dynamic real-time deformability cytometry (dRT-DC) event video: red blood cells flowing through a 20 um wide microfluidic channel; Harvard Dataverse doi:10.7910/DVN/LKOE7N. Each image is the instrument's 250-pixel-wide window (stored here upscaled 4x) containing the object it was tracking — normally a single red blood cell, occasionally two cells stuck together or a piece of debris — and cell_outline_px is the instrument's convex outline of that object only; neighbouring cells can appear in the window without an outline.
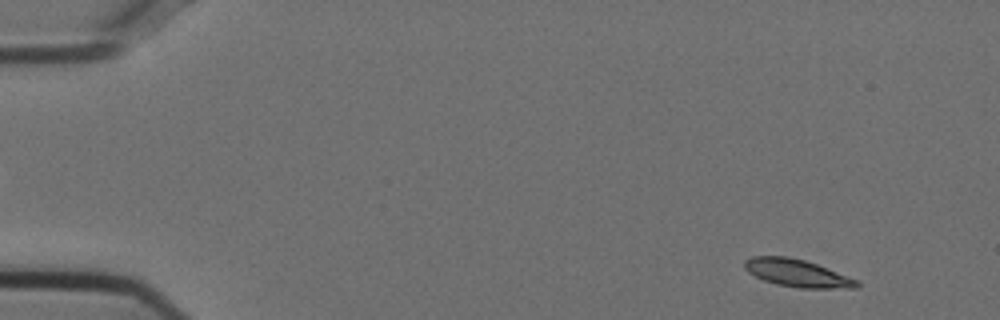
{"species": "Egyptian fruit bat (a non-hibernating species)", "species_latin": "Rousettus aegyptiacus", "temperature_condition": "cold", "stored_images_in_passage": 54, "camera_frame_rate_fps": 3000, "um_per_image_px": 0.085, "animal": {"sex": "female"}, "frame": {"image": 1, "passage_image": 4, "time_ms": 1.0, "image_size_px": [1000, 320], "cell_outline_px": [[860, 288], [800, 288], [776, 284], [764, 280], [748, 272], [744, 268], [744, 260], [752, 256], [784, 256], [804, 260], [816, 264], [860, 280]], "centroid_in_image_um": [67.79, 23.22], "position_along_channel_um": 17.2, "area_um2": 18.03}}
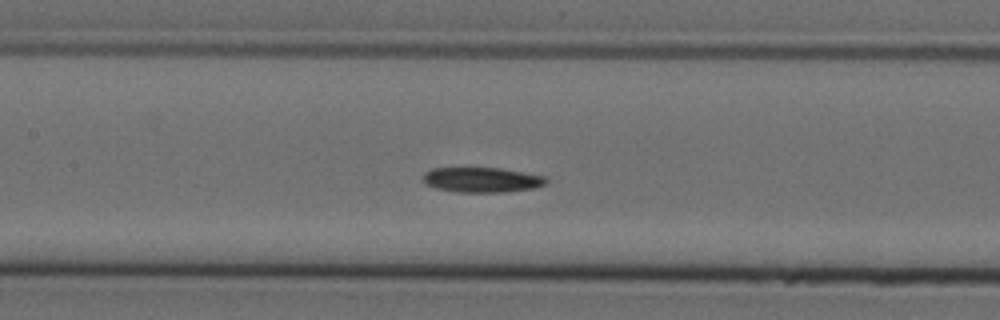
{"frame": {"image": 2, "passage_image": 25, "time_ms": 8.0, "image_size_px": [1000, 320], "cell_outline_px": [[548, 184], [532, 188], [500, 192], [456, 192], [436, 188], [424, 184], [424, 172], [432, 168], [500, 168], [548, 176]], "centroid_in_image_um": [40.98, 15.28], "position_along_channel_um": 166.4, "area_um2": 18.03}}
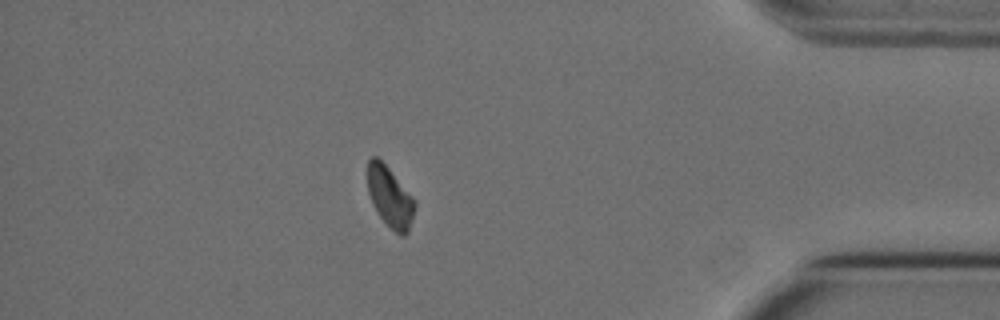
{"frame": {"image": 3, "passage_image": 47, "time_ms": 15.333, "image_size_px": [1000, 320], "cell_outline_px": [[416, 208], [408, 232], [404, 236], [400, 236], [376, 212], [372, 204], [368, 192], [368, 160], [372, 156], [376, 156], [388, 168], [416, 200]], "centroid_in_image_um": [33.16, 16.76], "position_along_channel_um": 402.0, "area_um2": 16.53}}